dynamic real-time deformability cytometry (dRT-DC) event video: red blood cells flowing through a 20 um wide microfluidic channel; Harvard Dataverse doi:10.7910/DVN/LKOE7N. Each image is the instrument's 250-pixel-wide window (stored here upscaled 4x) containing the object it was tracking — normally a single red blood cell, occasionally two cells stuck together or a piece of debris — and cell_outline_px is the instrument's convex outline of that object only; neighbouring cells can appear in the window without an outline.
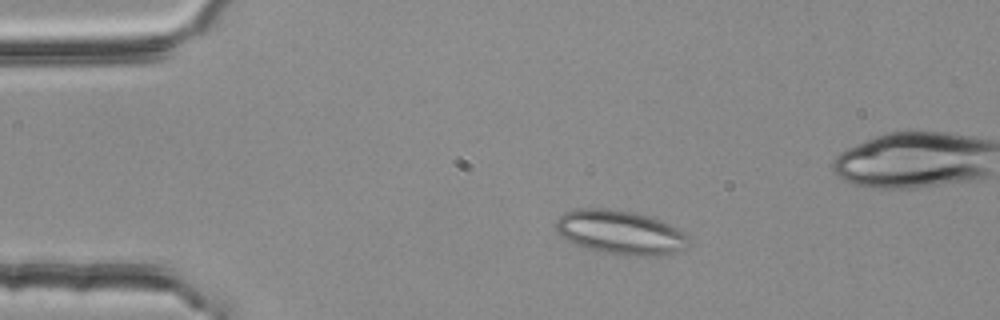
{"species": "common noctule bat (a hibernating species)", "species_latin": "Nyctalus noctula", "temperature_condition": "room temperature", "stored_images_in_passage": 3, "camera_frame_rate_fps": 3000, "um_per_image_px": 0.085, "animal": {"sex": "female", "body_mass_g": 25.1}, "frame": {"image": 1, "passage_image": 1, "time_ms": 0.0, "image_size_px": [1000, 320], "cell_outline_px": [[688, 248], [660, 256], [624, 256], [604, 252], [588, 248], [576, 244], [560, 236], [556, 228], [556, 220], [564, 212], [576, 208], [608, 208], [632, 212], [648, 216], [660, 220], [684, 232], [688, 236]], "centroid_in_image_um": [52.73, 19.75], "position_along_channel_um": 32.3, "area_um2": 34.16}}